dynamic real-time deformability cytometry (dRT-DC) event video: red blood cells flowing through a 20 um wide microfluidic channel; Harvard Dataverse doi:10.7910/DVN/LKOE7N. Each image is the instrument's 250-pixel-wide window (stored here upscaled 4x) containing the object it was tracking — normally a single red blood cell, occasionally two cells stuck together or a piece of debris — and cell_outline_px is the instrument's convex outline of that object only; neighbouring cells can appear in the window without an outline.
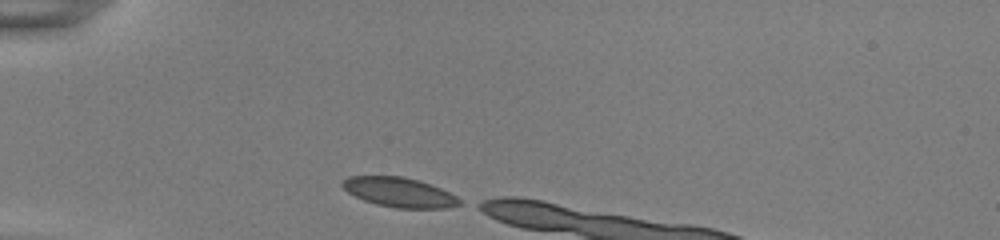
{"species": "common noctule bat (a hibernating species)", "species_latin": "Nyctalus noctula", "temperature_condition": "room temperature", "stored_images_in_passage": 6, "camera_frame_rate_fps": 3000, "um_per_image_px": 0.085, "animal": {"sex": "female", "body_mass_g": 22.0, "forearm_length_mm": 56.7}, "frame": {"image": 1, "passage_image": 1, "time_ms": 0.0, "image_size_px": [1000, 240], "cell_outline_px": [[460, 204], [448, 208], [396, 208], [376, 204], [364, 200], [348, 192], [340, 184], [348, 176], [404, 176], [420, 180], [440, 188], [456, 196], [460, 200]], "centroid_in_image_um": [33.94, 16.34], "position_along_channel_um": 51.1, "area_um2": 20.11}}